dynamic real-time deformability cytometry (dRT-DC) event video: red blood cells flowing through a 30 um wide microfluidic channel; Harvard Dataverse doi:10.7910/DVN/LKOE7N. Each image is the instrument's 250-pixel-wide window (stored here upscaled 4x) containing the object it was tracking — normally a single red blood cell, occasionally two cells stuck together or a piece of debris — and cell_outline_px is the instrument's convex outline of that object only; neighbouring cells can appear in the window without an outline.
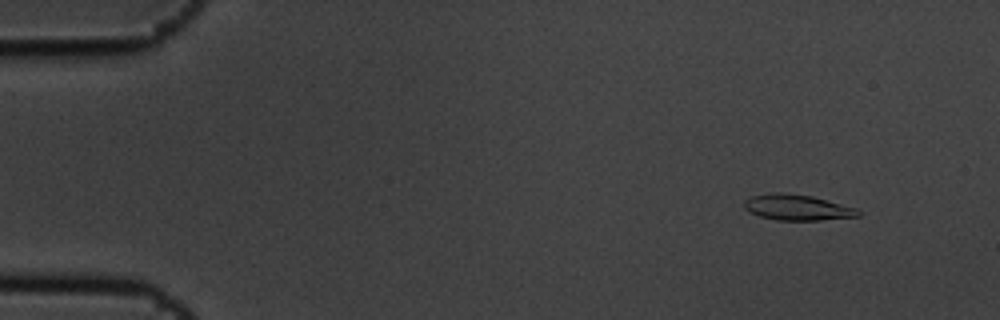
{"species": "common noctule bat (a hibernating species)", "species_latin": "Nyctalus noctula", "temperature_condition": "cold", "stored_images_in_passage": 4, "camera_frame_rate_fps": 3000, "um_per_image_px": 0.085, "animal": {"sex": "male", "body_mass_g": 19.5, "forearm_length_mm": 54.6}, "frame": {"image": 1, "passage_image": 1, "time_ms": 0.0, "image_size_px": [1000, 320], "cell_outline_px": [[860, 216], [820, 220], [776, 220], [760, 216], [748, 212], [744, 208], [744, 200], [752, 196], [772, 192], [784, 192], [812, 196], [856, 208], [860, 212]], "centroid_in_image_um": [67.73, 17.63], "position_along_channel_um": 17.3, "area_um2": 17.11}}
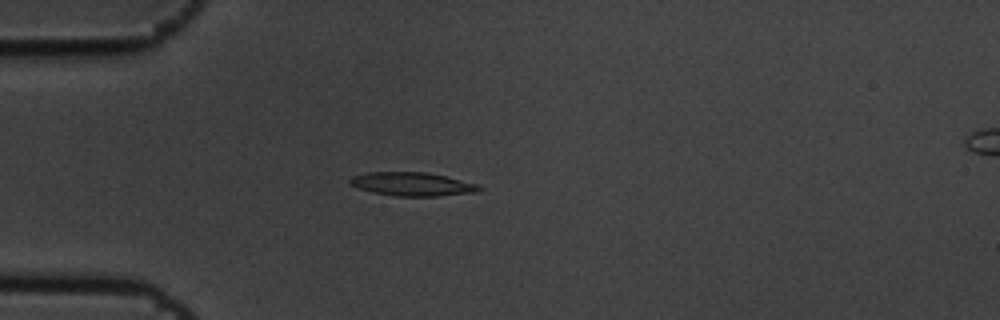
{"frame": {"image": 2, "passage_image": 4, "time_ms": 1.0, "image_size_px": [1000, 320], "cell_outline_px": [[484, 188], [476, 192], [440, 196], [396, 196], [372, 192], [348, 184], [348, 180], [352, 176], [368, 172], [424, 172], [444, 176], [480, 184]], "centroid_in_image_um": [35.05, 15.65], "position_along_channel_um": 49.9, "area_um2": 17.8}}